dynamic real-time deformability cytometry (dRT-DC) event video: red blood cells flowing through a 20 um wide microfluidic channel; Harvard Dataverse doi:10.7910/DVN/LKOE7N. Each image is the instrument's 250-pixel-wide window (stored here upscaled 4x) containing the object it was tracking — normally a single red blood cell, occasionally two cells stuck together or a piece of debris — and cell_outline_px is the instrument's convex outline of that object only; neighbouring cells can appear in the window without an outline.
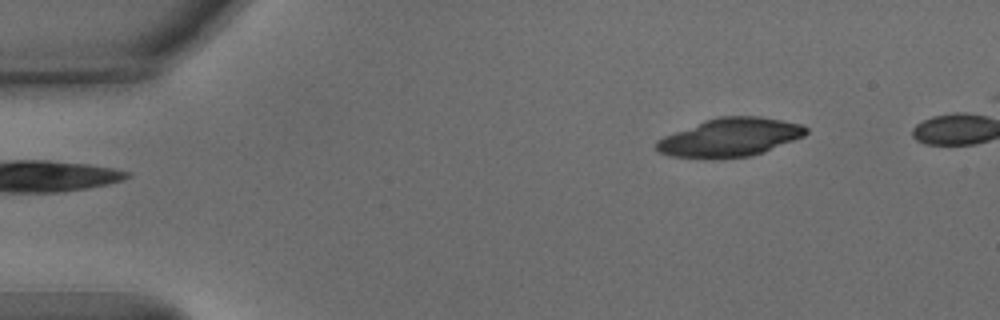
{"species": "common noctule bat (a hibernating species)", "species_latin": "Nyctalus noctula", "temperature_condition": "warm", "stored_images_in_passage": 42, "camera_frame_rate_fps": 3000, "um_per_image_px": 0.085, "animal": {"sex": "male", "body_mass_g": 15.6}, "frame": {"image": 1, "passage_image": 1, "time_ms": 0.0, "image_size_px": [1000, 320], "cell_outline_px": [[808, 132], [804, 136], [764, 152], [752, 156], [712, 160], [668, 156], [656, 152], [656, 140], [664, 136], [704, 120], [720, 116], [760, 116], [800, 124], [808, 128]], "centroid_in_image_um": [62.0, 11.71], "position_along_channel_um": 23.0, "area_um2": 33.99}}